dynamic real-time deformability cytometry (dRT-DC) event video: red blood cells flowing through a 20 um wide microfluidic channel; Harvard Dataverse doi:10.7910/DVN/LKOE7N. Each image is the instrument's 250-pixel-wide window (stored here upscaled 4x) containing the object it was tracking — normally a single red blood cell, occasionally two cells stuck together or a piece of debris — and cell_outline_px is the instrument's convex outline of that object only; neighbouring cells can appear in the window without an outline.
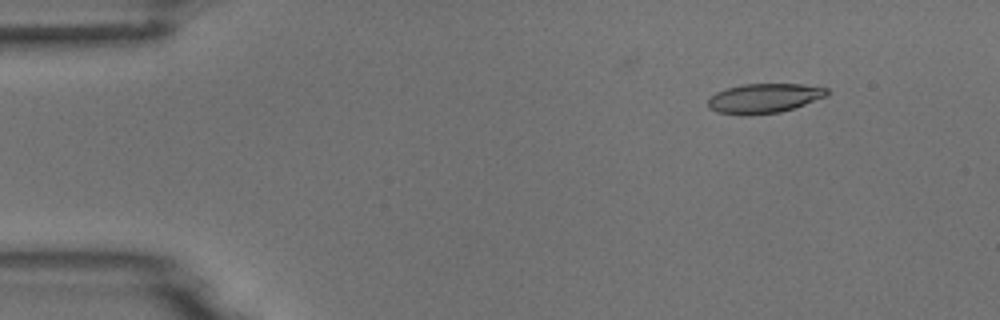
{"species": "common noctule bat (a hibernating species)", "species_latin": "Nyctalus noctula", "temperature_condition": "room temperature", "stored_images_in_passage": 9, "camera_frame_rate_fps": 3000, "um_per_image_px": 0.085, "animal": {"sex": "male", "body_mass_g": 18.8}, "frame": {"image": 1, "passage_image": 1, "time_ms": 0.0, "image_size_px": [1000, 320], "cell_outline_px": [[828, 96], [780, 112], [748, 116], [740, 116], [716, 112], [708, 108], [708, 100], [716, 92], [740, 84], [804, 84], [828, 88]], "centroid_in_image_um": [64.93, 8.36], "position_along_channel_um": 20.1, "area_um2": 20.69}}
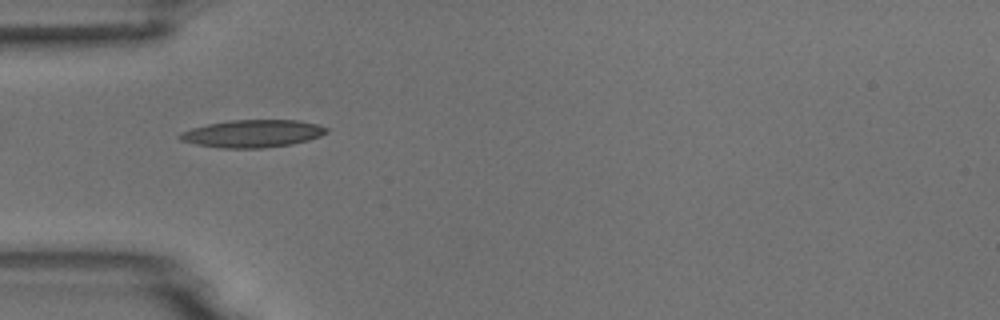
{"frame": {"image": 2, "passage_image": 4, "time_ms": 3.333, "image_size_px": [1000, 320], "cell_outline_px": [[328, 132], [320, 136], [308, 140], [292, 144], [264, 148], [220, 148], [196, 144], [180, 140], [176, 136], [180, 132], [192, 128], [208, 124], [232, 120], [300, 120], [316, 124], [328, 128]], "centroid_in_image_um": [21.46, 11.36], "position_along_channel_um": 63.5, "area_um2": 23.58}}
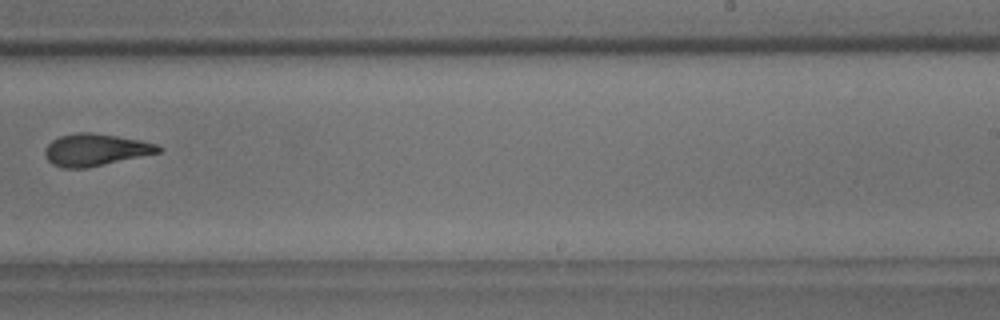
{"frame": {"image": 3, "passage_image": 9, "time_ms": 9.0, "image_size_px": [1000, 320], "cell_outline_px": [[164, 148], [160, 152], [88, 168], [64, 168], [52, 164], [44, 156], [44, 148], [52, 140], [60, 136], [76, 132], [92, 132], [140, 140], [156, 144]], "centroid_in_image_um": [8.09, 12.73], "position_along_channel_um": 280.9, "area_um2": 21.27}}